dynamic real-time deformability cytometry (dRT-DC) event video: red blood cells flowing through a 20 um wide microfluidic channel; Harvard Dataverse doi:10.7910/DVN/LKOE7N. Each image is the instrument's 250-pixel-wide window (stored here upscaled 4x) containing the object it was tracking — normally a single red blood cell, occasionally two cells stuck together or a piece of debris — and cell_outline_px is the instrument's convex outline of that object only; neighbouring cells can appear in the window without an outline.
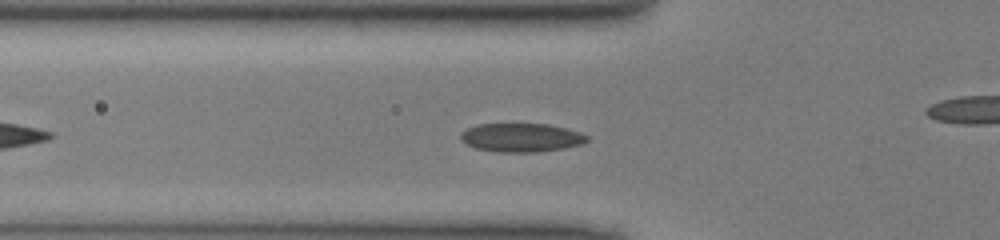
{"species": "common noctule bat (a hibernating species)", "species_latin": "Nyctalus noctula", "temperature_condition": "cold", "stored_images_in_passage": 38, "camera_frame_rate_fps": 3000, "um_per_image_px": 0.085, "animal": {"sex": "male", "body_mass_g": 13.0, "forearm_length_mm": 53.1}, "frame": {"image": 1, "passage_image": 8, "time_ms": 2.333, "image_size_px": [1000, 240], "cell_outline_px": [[588, 140], [584, 144], [564, 148], [536, 152], [500, 152], [476, 148], [464, 144], [460, 140], [460, 132], [476, 124], [548, 124], [580, 132], [588, 136]], "centroid_in_image_um": [44.28, 11.69], "position_along_channel_um": 81.5, "area_um2": 21.21}}
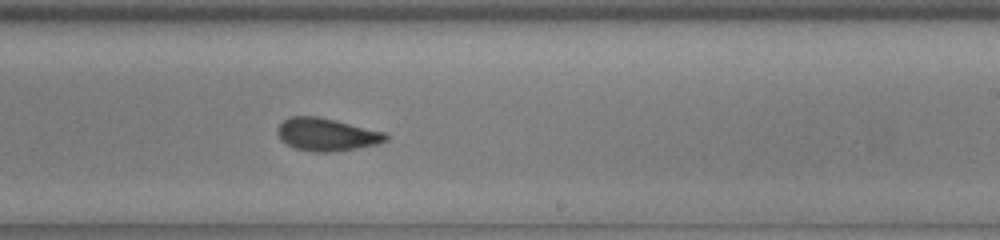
{"frame": {"image": 2, "passage_image": 21, "time_ms": 6.667, "image_size_px": [1000, 240], "cell_outline_px": [[388, 140], [376, 144], [336, 152], [316, 152], [296, 148], [280, 140], [276, 132], [276, 128], [288, 116], [316, 116], [336, 120], [384, 132], [388, 136]], "centroid_in_image_um": [27.73, 11.43], "position_along_channel_um": 261.3, "area_um2": 20.63}}
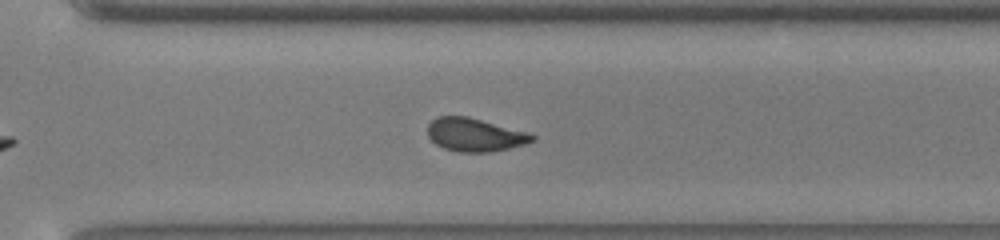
{"frame": {"image": 3, "passage_image": 26, "time_ms": 8.333, "image_size_px": [1000, 240], "cell_outline_px": [[536, 140], [524, 144], [492, 152], [456, 152], [444, 148], [436, 144], [428, 136], [428, 124], [436, 116], [468, 116], [524, 132], [536, 136]], "centroid_in_image_um": [40.32, 11.46], "position_along_channel_um": 330.3, "area_um2": 20.06}}